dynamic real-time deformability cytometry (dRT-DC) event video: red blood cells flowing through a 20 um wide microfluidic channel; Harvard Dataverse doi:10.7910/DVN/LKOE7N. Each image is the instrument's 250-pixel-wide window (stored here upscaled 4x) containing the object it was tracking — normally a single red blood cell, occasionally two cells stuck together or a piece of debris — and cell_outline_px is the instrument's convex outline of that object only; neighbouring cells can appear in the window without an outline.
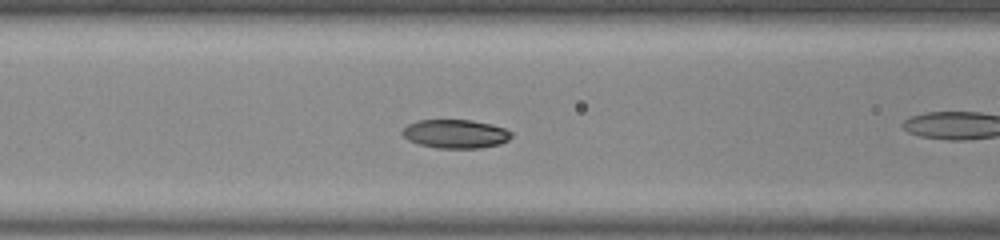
{"species": "common noctule bat (a hibernating species)", "species_latin": "Nyctalus noctula", "temperature_condition": "room temperature", "stored_images_in_passage": 35, "camera_frame_rate_fps": 3000, "um_per_image_px": 0.085, "animal": {"sex": "male", "body_mass_g": 20.0, "forearm_length_mm": 53.3}, "frame": {"image": 1, "passage_image": 4, "time_ms": 1.0, "image_size_px": [1000, 240], "cell_outline_px": [[512, 136], [508, 140], [500, 144], [480, 148], [436, 148], [420, 144], [408, 140], [400, 132], [408, 124], [416, 120], [472, 120], [492, 124], [504, 128], [512, 132]], "centroid_in_image_um": [38.72, 11.37], "position_along_channel_um": 127.9, "area_um2": 18.32}}
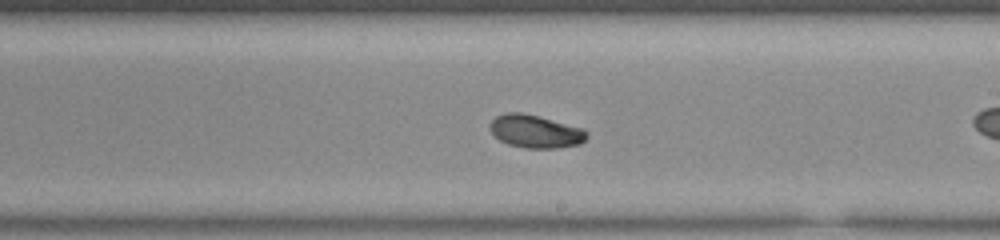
{"frame": {"image": 2, "passage_image": 13, "time_ms": 4.0, "image_size_px": [1000, 240], "cell_outline_px": [[588, 136], [580, 144], [556, 148], [524, 148], [508, 144], [500, 140], [492, 132], [488, 124], [496, 116], [504, 112], [520, 112], [540, 116], [584, 128], [588, 132]], "centroid_in_image_um": [45.52, 11.16], "position_along_channel_um": 243.5, "area_um2": 18.79}}
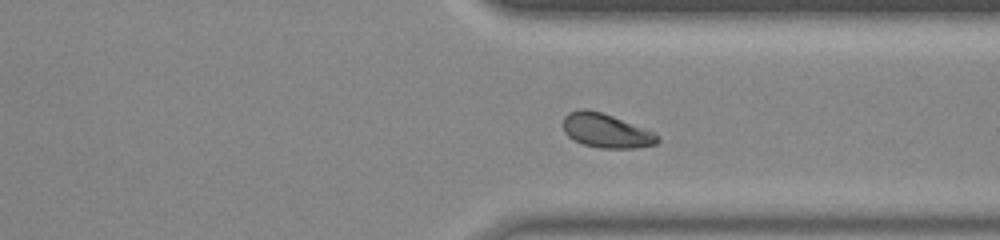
{"frame": {"image": 3, "passage_image": 22, "time_ms": 7.0, "image_size_px": [1000, 240], "cell_outline_px": [[660, 140], [656, 144], [636, 148], [600, 148], [584, 144], [568, 136], [564, 132], [564, 116], [568, 112], [580, 108], [584, 108], [600, 112], [612, 116], [656, 132], [660, 136]], "centroid_in_image_um": [51.55, 11.11], "position_along_channel_um": 359.8, "area_um2": 18.79}, "authors_computed_cell_mechanics": {"area_um2": 18.6116, "velocity_mm_per_s": 3.8591, "shape_relaxation_time_tau1_ms": 2.2411, "shape_relaxation_time_tau2_ms": null, "deformation_change_tau1": 0.0858, "deformation_change_tau2": null}}